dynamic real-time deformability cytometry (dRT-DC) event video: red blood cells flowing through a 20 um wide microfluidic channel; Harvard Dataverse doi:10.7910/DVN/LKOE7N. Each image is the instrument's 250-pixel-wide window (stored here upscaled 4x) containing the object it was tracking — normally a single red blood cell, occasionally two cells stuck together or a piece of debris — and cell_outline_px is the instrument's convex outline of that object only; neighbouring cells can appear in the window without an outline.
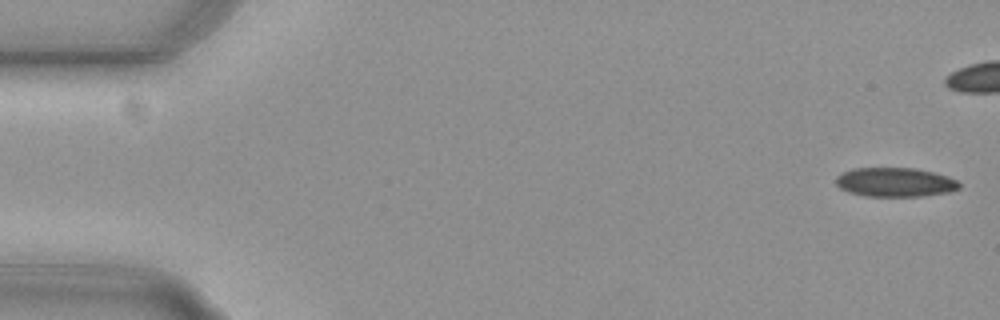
{"species": "common noctule bat (a hibernating species)", "species_latin": "Nyctalus noctula", "temperature_condition": "cold", "stored_images_in_passage": 15, "camera_frame_rate_fps": 3000, "um_per_image_px": 0.085, "animal": {"sex": "female", "body_mass_g": 29.2, "forearm_length_mm": 56.3}, "frame": {"image": 1, "passage_image": 1, "time_ms": 0.0, "image_size_px": [1000, 320], "cell_outline_px": [[960, 188], [948, 192], [920, 196], [864, 196], [848, 192], [840, 188], [836, 184], [836, 176], [840, 172], [852, 168], [912, 168], [932, 172], [948, 176], [956, 180], [960, 184]], "centroid_in_image_um": [76.03, 15.48], "position_along_channel_um": 9.0, "area_um2": 20.98}}
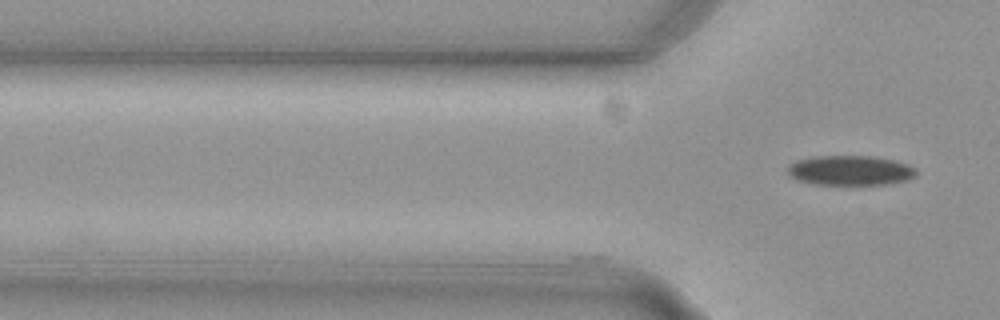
{"frame": {"image": 2, "passage_image": 15, "time_ms": 4.667, "image_size_px": [1000, 320], "cell_outline_px": [[916, 176], [908, 180], [888, 184], [812, 184], [788, 176], [788, 164], [796, 160], [812, 156], [872, 156], [892, 160], [908, 164], [916, 168]], "centroid_in_image_um": [72.26, 14.48], "position_along_channel_um": 53.5, "area_um2": 22.43}}